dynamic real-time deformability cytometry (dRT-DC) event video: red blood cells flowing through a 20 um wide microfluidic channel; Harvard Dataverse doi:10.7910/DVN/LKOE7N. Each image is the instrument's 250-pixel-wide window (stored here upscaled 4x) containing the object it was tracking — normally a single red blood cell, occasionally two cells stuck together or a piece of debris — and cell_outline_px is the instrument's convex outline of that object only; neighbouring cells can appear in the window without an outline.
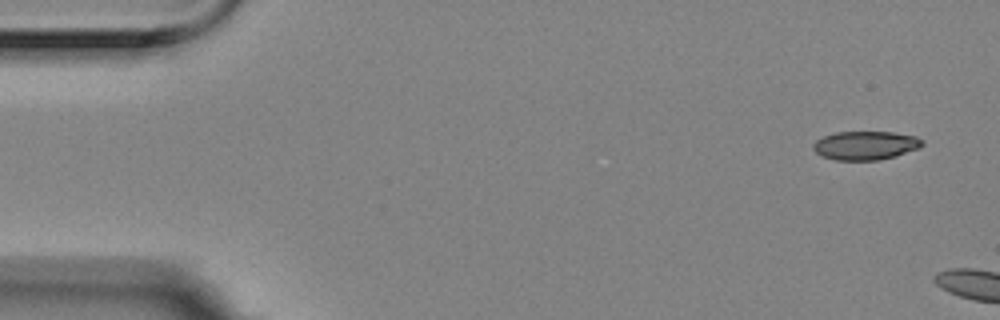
{"species": "Egyptian fruit bat (a non-hibernating species)", "species_latin": "Rousettus aegyptiacus", "temperature_condition": "room temperature", "stored_images_in_passage": 3, "camera_frame_rate_fps": 3000, "um_per_image_px": 0.085, "animal": {"sex": "female"}, "frame": {"image": 1, "passage_image": 1, "time_ms": 0.0, "image_size_px": [1000, 320], "cell_outline_px": [[924, 144], [920, 148], [896, 156], [876, 160], [836, 160], [824, 156], [816, 152], [812, 148], [812, 144], [816, 140], [824, 136], [836, 132], [892, 132], [916, 136], [924, 140]], "centroid_in_image_um": [73.6, 12.36], "position_along_channel_um": 11.4, "area_um2": 18.26}}